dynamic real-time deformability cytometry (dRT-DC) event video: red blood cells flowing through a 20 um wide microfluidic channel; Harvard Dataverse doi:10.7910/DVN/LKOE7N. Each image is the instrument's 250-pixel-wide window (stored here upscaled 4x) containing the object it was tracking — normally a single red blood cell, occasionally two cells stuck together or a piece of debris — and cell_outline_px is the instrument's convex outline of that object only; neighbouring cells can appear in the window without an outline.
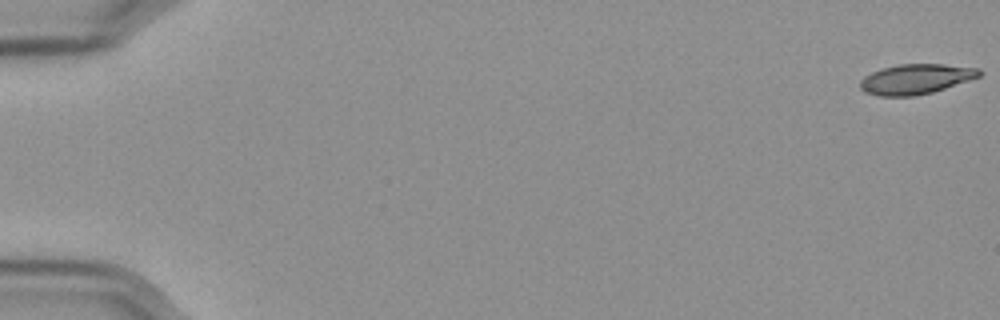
{"species": "Egyptian fruit bat (a non-hibernating species)", "species_latin": "Rousettus aegyptiacus", "temperature_condition": "cold", "stored_images_in_passage": 13, "camera_frame_rate_fps": 3000, "um_per_image_px": 0.085, "frame": {"image": 1, "passage_image": 1, "time_ms": 0.0, "image_size_px": [1000, 320], "cell_outline_px": [[980, 76], [932, 92], [916, 96], [880, 96], [864, 92], [860, 88], [860, 80], [864, 76], [880, 68], [896, 64], [944, 64], [980, 68]], "centroid_in_image_um": [77.79, 6.71], "position_along_channel_um": 7.2, "area_um2": 20.87}}